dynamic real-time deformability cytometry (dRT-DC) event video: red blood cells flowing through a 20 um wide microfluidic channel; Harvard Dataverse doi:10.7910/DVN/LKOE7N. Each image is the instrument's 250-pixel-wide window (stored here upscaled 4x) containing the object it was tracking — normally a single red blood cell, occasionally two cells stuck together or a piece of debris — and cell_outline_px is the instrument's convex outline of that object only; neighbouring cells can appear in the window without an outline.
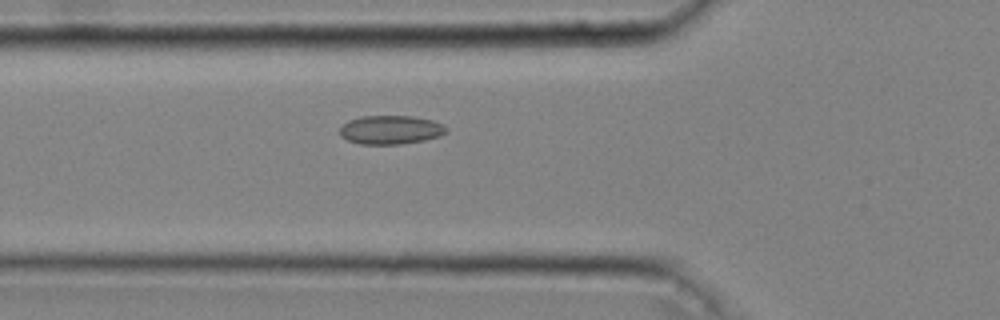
{"species": "common noctule bat (a hibernating species)", "species_latin": "Nyctalus noctula", "temperature_condition": "cold", "stored_images_in_passage": 42, "camera_frame_rate_fps": 3000, "um_per_image_px": 0.085, "animal": {"sex": "male", "body_mass_g": 20.4}, "frame": {"image": 1, "passage_image": 16, "time_ms": 5.0, "image_size_px": [1000, 320], "cell_outline_px": [[448, 132], [440, 136], [424, 140], [400, 144], [360, 144], [348, 140], [340, 136], [340, 128], [348, 120], [360, 116], [412, 116], [432, 120], [444, 124], [448, 128]], "centroid_in_image_um": [33.23, 11.03], "position_along_channel_um": 92.6, "area_um2": 17.98}}
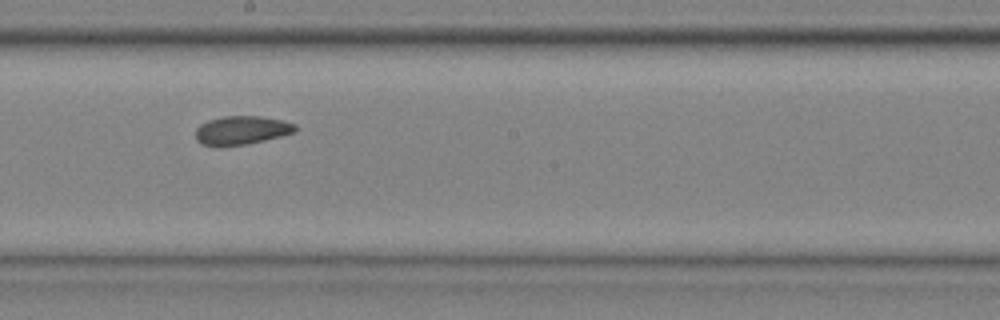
{"frame": {"image": 2, "passage_image": 26, "time_ms": 8.333, "image_size_px": [1000, 320], "cell_outline_px": [[296, 132], [248, 144], [200, 144], [196, 140], [196, 128], [200, 124], [208, 120], [224, 116], [260, 116], [280, 120], [296, 124]], "centroid_in_image_um": [20.55, 11.04], "position_along_channel_um": 227.7, "area_um2": 16.24}}
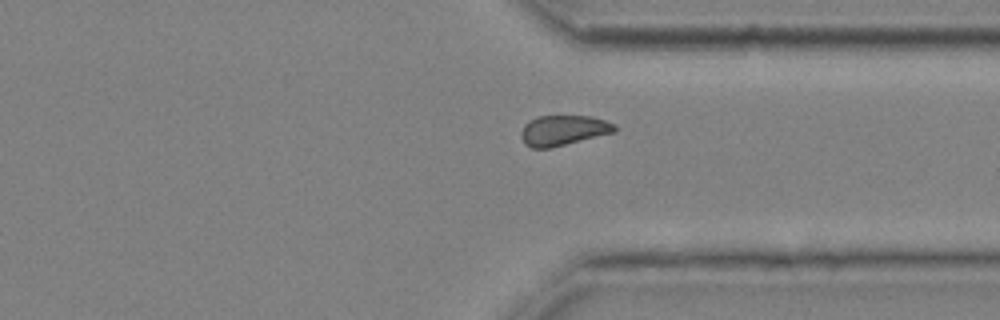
{"frame": {"image": 3, "passage_image": 36, "time_ms": 11.667, "image_size_px": [1000, 320], "cell_outline_px": [[616, 132], [548, 148], [532, 148], [524, 144], [520, 136], [520, 132], [524, 124], [536, 116], [592, 116], [616, 124]], "centroid_in_image_um": [47.86, 11.07], "position_along_channel_um": 363.5, "area_um2": 16.53}, "authors_computed_cell_mechanics": {"area_um2": 17.1088, "velocity_mm_per_s": 4.0539, "shape_relaxation_time_tau1_ms": null, "shape_relaxation_time_tau2_ms": 3.955, "deformation_change_tau1": null, "deformation_change_tau2": 0.0662}}